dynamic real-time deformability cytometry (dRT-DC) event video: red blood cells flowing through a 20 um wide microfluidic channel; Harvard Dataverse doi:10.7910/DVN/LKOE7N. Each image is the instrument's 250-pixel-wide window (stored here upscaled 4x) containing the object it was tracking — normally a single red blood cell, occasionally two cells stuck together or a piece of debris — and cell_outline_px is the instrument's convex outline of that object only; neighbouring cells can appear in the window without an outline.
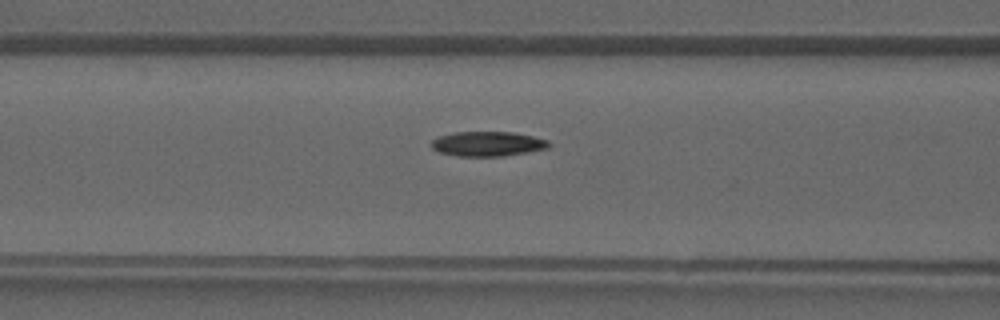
{"species": "common noctule bat (a hibernating species)", "species_latin": "Nyctalus noctula", "temperature_condition": "warm", "stored_images_in_passage": 41, "camera_frame_rate_fps": 3000, "um_per_image_px": 0.085, "animal": {"sex": "male", "forearm_length_mm": 52.5}, "frame": {"image": 1, "passage_image": 17, "time_ms": 5.333, "image_size_px": [1000, 320], "cell_outline_px": [[552, 144], [548, 148], [528, 152], [504, 156], [456, 156], [440, 152], [432, 148], [432, 140], [436, 136], [452, 132], [512, 132], [532, 136], [548, 140]], "centroid_in_image_um": [41.44, 12.22], "position_along_channel_um": 125.2, "area_um2": 17.05}}
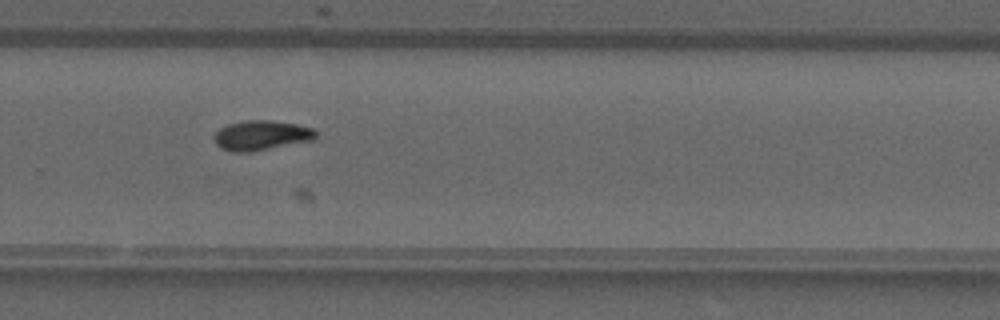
{"frame": {"image": 2, "passage_image": 28, "time_ms": 9.0, "image_size_px": [1000, 320], "cell_outline_px": [[316, 140], [252, 152], [228, 152], [220, 148], [216, 144], [216, 132], [220, 128], [228, 124], [244, 120], [268, 120], [296, 124], [312, 128], [316, 132]], "centroid_in_image_um": [22.23, 11.52], "position_along_channel_um": 307.6, "area_um2": 17.8}}
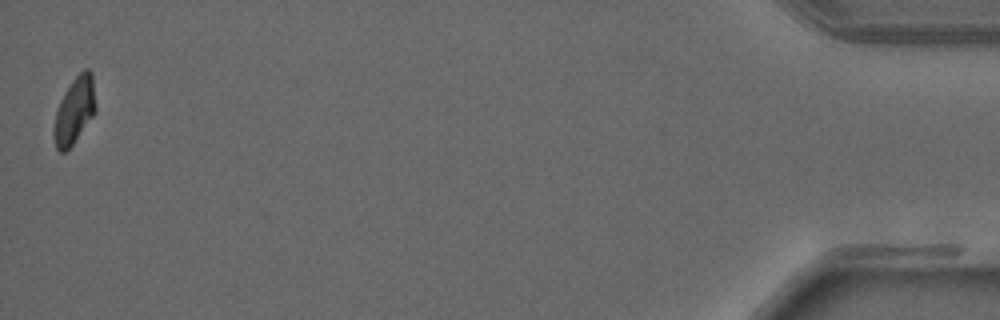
{"frame": {"image": 3, "passage_image": 41, "time_ms": 13.333, "image_size_px": [1000, 320], "cell_outline_px": [[96, 112], [72, 144], [64, 152], [60, 152], [56, 148], [52, 132], [52, 128], [56, 112], [60, 100], [64, 92], [72, 80], [84, 68], [88, 68], [92, 72], [96, 104]], "centroid_in_image_um": [6.33, 9.37], "position_along_channel_um": 428.9, "area_um2": 16.3}}